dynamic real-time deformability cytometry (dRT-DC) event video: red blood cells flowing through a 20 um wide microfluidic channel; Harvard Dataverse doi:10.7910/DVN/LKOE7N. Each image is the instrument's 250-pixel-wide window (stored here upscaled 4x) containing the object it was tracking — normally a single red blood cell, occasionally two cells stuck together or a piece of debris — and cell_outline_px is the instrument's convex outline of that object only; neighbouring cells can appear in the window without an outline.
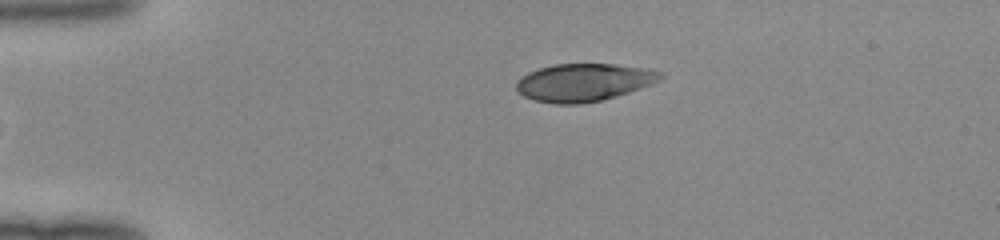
{"species": "human", "species_latin": "Homo sapiens", "temperature_condition": "room temperature", "stored_images_in_passage": 33, "camera_frame_rate_fps": 3000, "um_per_image_px": 0.085, "donor": {"sex": "female"}, "frame": {"image": 1, "passage_image": 1, "time_ms": 0.0, "image_size_px": [1000, 240], "cell_outline_px": [[664, 76], [660, 80], [640, 88], [616, 96], [600, 100], [580, 104], [556, 104], [536, 100], [524, 96], [516, 88], [516, 80], [520, 76], [528, 72], [540, 68], [556, 64], [616, 64], [648, 68], [664, 72]], "centroid_in_image_um": [49.63, 6.99], "position_along_channel_um": 35.4, "area_um2": 31.67}}
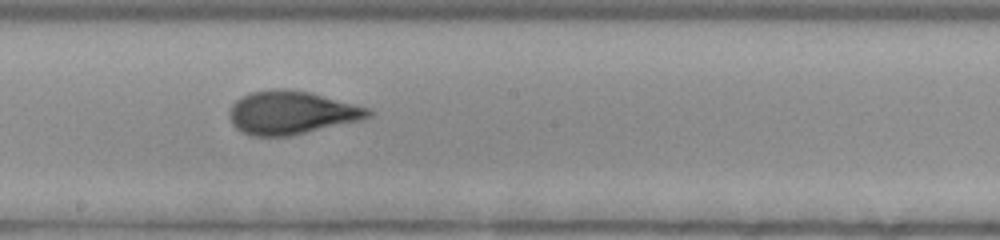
{"frame": {"image": 2, "passage_image": 18, "time_ms": 5.667, "image_size_px": [1000, 240], "cell_outline_px": [[372, 116], [364, 120], [288, 136], [252, 136], [236, 128], [232, 124], [228, 116], [228, 112], [232, 104], [240, 96], [252, 92], [280, 88], [284, 88], [308, 92], [368, 108], [372, 112]], "centroid_in_image_um": [24.75, 9.58], "position_along_channel_um": 223.5, "area_um2": 34.91}}
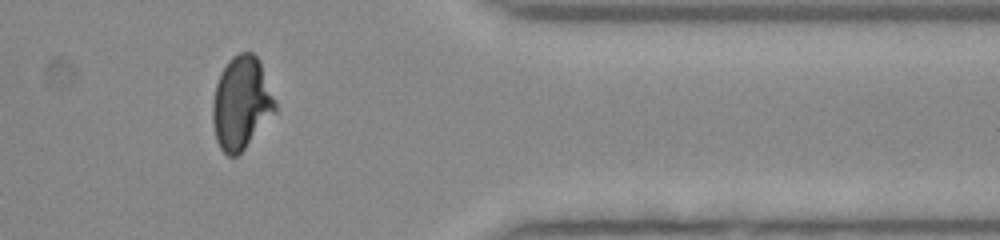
{"frame": {"image": 3, "passage_image": 31, "time_ms": 10.0, "image_size_px": [1000, 240], "cell_outline_px": [[276, 112], [244, 148], [236, 156], [228, 156], [220, 148], [216, 140], [212, 120], [212, 104], [216, 84], [220, 72], [228, 60], [232, 56], [240, 52], [252, 52], [260, 60], [276, 100]], "centroid_in_image_um": [20.51, 8.72], "position_along_channel_um": 390.9, "area_um2": 33.99}}